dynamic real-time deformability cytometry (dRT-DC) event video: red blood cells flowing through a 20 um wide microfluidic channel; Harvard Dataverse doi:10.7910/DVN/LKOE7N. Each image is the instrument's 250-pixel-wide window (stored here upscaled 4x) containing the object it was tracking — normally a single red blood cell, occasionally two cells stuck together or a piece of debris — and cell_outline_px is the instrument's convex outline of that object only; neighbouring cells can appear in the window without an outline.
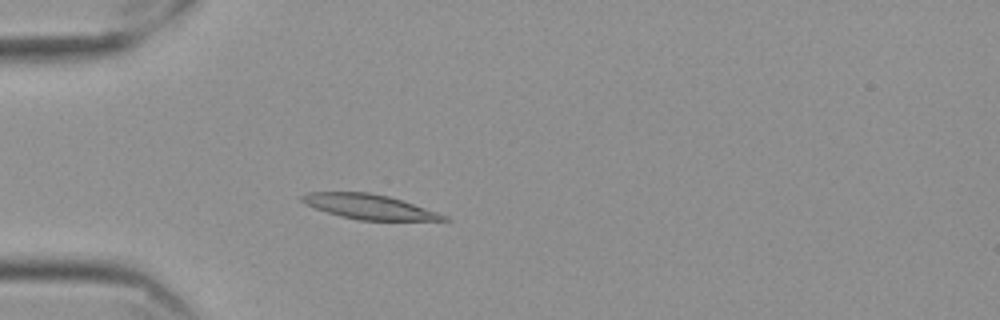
{"species": "Egyptian fruit bat (a non-hibernating species)", "species_latin": "Rousettus aegyptiacus", "temperature_condition": "cold", "stored_images_in_passage": 47, "camera_frame_rate_fps": 3000, "um_per_image_px": 0.085, "frame": {"image": 1, "passage_image": 6, "time_ms": 1.667, "image_size_px": [1000, 320], "cell_outline_px": [[452, 220], [360, 220], [340, 216], [304, 204], [300, 200], [300, 196], [304, 192], [368, 192], [388, 196], [448, 216]], "centroid_in_image_um": [31.31, 17.56], "position_along_channel_um": 53.7, "area_um2": 20.17}}
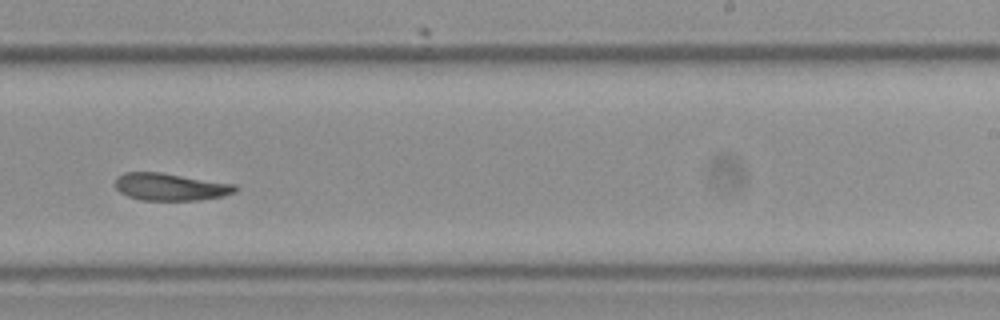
{"frame": {"image": 2, "passage_image": 26, "time_ms": 8.333, "image_size_px": [1000, 320], "cell_outline_px": [[240, 188], [236, 192], [224, 196], [200, 200], [140, 200], [128, 196], [120, 192], [116, 188], [116, 176], [124, 172], [160, 172], [236, 184]], "centroid_in_image_um": [14.52, 15.88], "position_along_channel_um": 274.5, "area_um2": 19.31}}
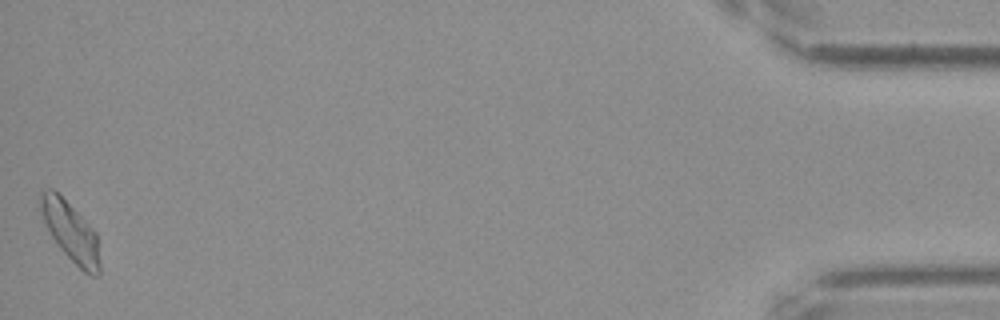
{"frame": {"image": 3, "passage_image": 47, "time_ms": 15.333, "image_size_px": [1000, 320], "cell_outline_px": [[100, 276], [92, 276], [84, 272], [60, 248], [52, 236], [36, 208], [40, 192], [48, 188], [52, 188], [96, 232], [100, 264]], "centroid_in_image_um": [5.95, 19.68], "position_along_channel_um": 429.2, "area_um2": 20.4}}